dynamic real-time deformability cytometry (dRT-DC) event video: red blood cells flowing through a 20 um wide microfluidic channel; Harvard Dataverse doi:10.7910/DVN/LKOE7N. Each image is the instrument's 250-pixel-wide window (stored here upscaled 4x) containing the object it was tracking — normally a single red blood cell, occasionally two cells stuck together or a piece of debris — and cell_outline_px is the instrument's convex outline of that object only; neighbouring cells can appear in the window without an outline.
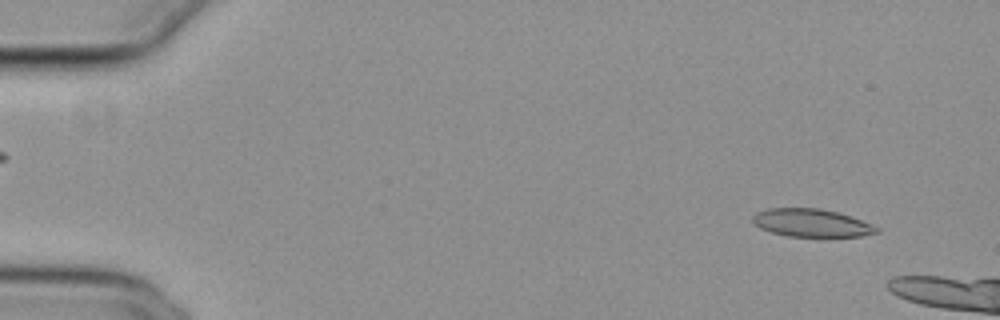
{"species": "common noctule bat (a hibernating species)", "species_latin": "Nyctalus noctula", "temperature_condition": "cold", "stored_images_in_passage": 11, "camera_frame_rate_fps": 3000, "um_per_image_px": 0.085, "animal": {"sex": "female", "body_mass_g": 29.2, "forearm_length_mm": 56.3}, "frame": {"image": 1, "passage_image": 4, "time_ms": 1.0, "image_size_px": [1000, 320], "cell_outline_px": [[880, 232], [860, 236], [788, 236], [772, 232], [760, 228], [752, 224], [752, 216], [756, 212], [768, 208], [820, 208], [836, 212], [860, 220], [880, 228]], "centroid_in_image_um": [68.92, 18.94], "position_along_channel_um": 16.1, "area_um2": 20.0}}